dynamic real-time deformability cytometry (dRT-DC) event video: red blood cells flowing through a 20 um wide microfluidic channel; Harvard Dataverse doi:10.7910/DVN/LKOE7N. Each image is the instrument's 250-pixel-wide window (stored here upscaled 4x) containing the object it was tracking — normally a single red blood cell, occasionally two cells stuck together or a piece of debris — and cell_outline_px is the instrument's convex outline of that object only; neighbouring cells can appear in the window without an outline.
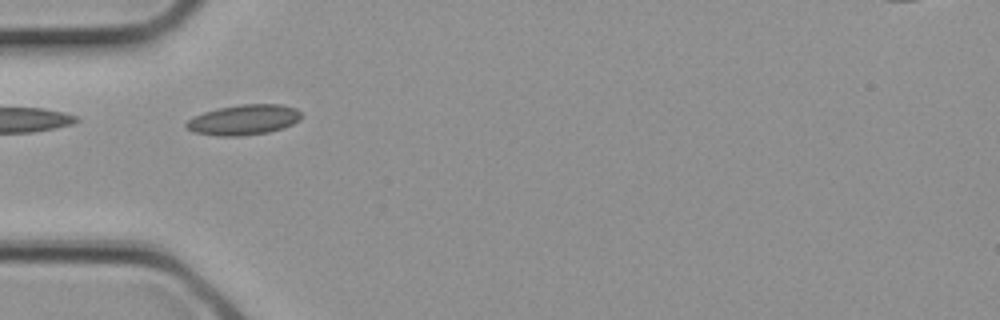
{"species": "common noctule bat (a hibernating species)", "species_latin": "Nyctalus noctula", "temperature_condition": "cold", "stored_images_in_passage": 1, "camera_frame_rate_fps": 3000, "um_per_image_px": 0.085, "animal": {"sex": "female", "body_mass_g": 21.9}, "frame": {"image": 1, "passage_image": 1, "time_ms": 0.0, "image_size_px": [1000, 320], "cell_outline_px": [[300, 120], [284, 128], [268, 132], [240, 136], [216, 136], [196, 132], [184, 128], [184, 124], [192, 116], [204, 112], [220, 108], [240, 104], [280, 104], [296, 108], [300, 112]], "centroid_in_image_um": [20.7, 10.18], "position_along_channel_um": 64.3, "area_um2": 20.35}}